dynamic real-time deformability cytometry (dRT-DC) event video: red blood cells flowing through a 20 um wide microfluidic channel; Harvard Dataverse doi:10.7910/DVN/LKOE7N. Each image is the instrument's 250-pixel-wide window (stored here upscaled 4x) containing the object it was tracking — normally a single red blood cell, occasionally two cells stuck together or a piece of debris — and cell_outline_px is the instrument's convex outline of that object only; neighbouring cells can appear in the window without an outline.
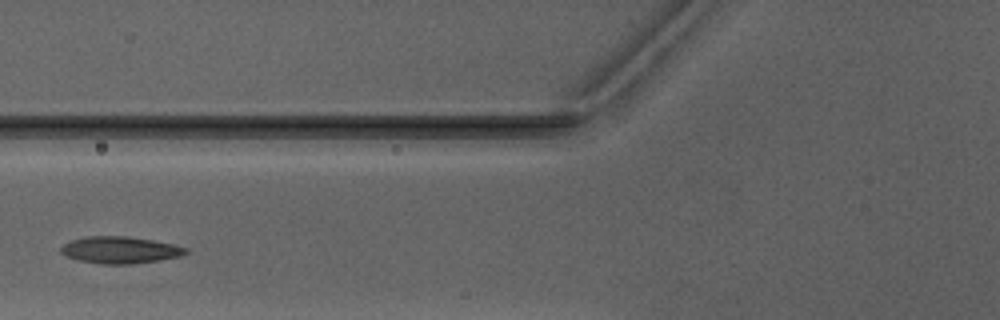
{"species": "Egyptian fruit bat (a non-hibernating species)", "species_latin": "Rousettus aegyptiacus", "temperature_condition": "warm", "stored_images_in_passage": 3, "camera_frame_rate_fps": 3000, "um_per_image_px": 0.085, "animal": {"sex": "male"}, "frame": {"image": 1, "passage_image": 3, "time_ms": 2.333, "image_size_px": [1000, 320], "cell_outline_px": [[188, 252], [180, 256], [160, 260], [132, 264], [100, 264], [80, 260], [68, 256], [60, 252], [60, 248], [64, 244], [72, 240], [88, 236], [124, 236], [152, 240], [172, 244], [188, 248]], "centroid_in_image_um": [10.22, 21.25], "position_along_channel_um": 115.6, "area_um2": 19.36}}